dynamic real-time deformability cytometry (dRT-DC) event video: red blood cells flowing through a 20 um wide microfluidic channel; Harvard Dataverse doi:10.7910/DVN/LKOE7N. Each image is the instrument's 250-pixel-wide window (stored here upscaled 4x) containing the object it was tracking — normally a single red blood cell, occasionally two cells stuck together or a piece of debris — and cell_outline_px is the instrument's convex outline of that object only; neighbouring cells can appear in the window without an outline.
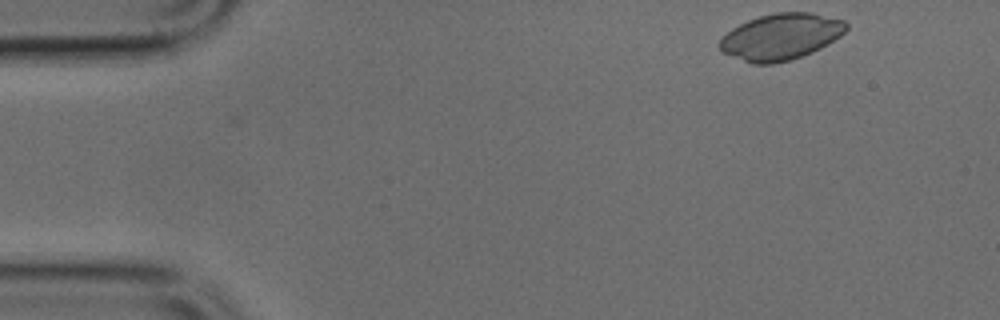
{"species": "common noctule bat (a hibernating species)", "species_latin": "Nyctalus noctula", "temperature_condition": "cold", "stored_images_in_passage": 3, "camera_frame_rate_fps": 3000, "um_per_image_px": 0.085, "animal": {"sex": "male", "body_mass_g": 17.9, "forearm_length_mm": 54.2}, "frame": {"image": 1, "passage_image": 3, "time_ms": 0.667, "image_size_px": [1000, 320], "cell_outline_px": [[848, 28], [840, 36], [820, 48], [812, 52], [792, 60], [772, 64], [752, 64], [720, 52], [716, 44], [732, 28], [748, 20], [760, 16], [776, 12], [812, 12], [844, 20], [848, 24]], "centroid_in_image_um": [66.35, 3.13], "position_along_channel_um": 18.6, "area_um2": 34.33}}